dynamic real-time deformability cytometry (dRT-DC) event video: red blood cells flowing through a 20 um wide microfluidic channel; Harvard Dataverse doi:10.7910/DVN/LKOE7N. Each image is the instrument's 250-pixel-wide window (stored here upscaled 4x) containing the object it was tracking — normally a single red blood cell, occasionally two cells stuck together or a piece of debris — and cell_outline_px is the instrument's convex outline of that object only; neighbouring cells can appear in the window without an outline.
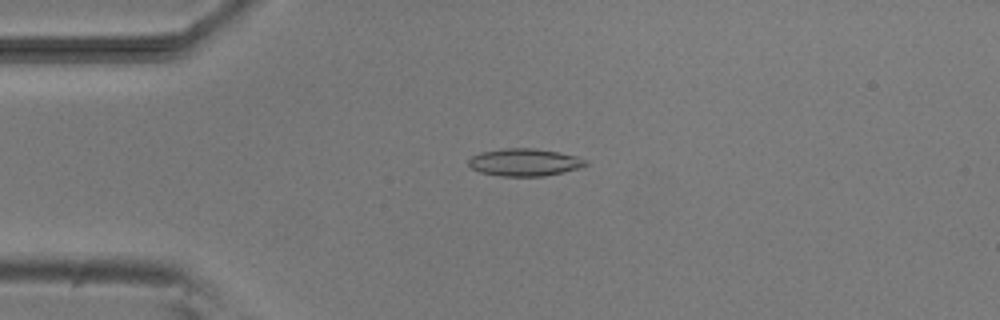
{"species": "common noctule bat (a hibernating species)", "species_latin": "Nyctalus noctula", "temperature_condition": "room temperature", "stored_images_in_passage": 5, "camera_frame_rate_fps": 3000, "um_per_image_px": 0.085, "animal": {"sex": "male", "body_mass_g": 20.5, "forearm_length_mm": 52.5}, "frame": {"image": 1, "passage_image": 4, "time_ms": 3.333, "image_size_px": [1000, 320], "cell_outline_px": [[588, 164], [576, 168], [544, 176], [500, 176], [480, 172], [472, 168], [468, 164], [468, 160], [472, 156], [480, 152], [504, 148], [536, 148], [576, 156], [588, 160]], "centroid_in_image_um": [44.54, 13.79], "position_along_channel_um": 40.5, "area_um2": 18.55}}